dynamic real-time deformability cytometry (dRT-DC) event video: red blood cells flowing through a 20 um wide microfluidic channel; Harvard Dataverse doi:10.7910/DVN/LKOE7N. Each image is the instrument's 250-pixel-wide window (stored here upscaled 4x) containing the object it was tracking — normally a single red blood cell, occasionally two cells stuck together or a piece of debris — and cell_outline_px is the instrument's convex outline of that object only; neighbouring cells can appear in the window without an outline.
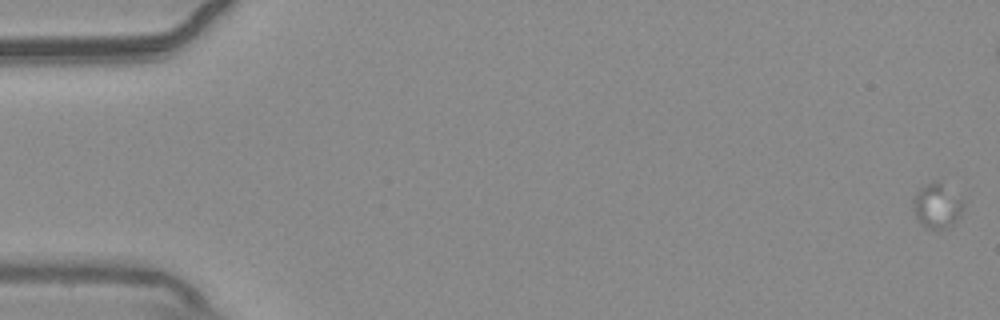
{"species": "common noctule bat (a hibernating species)", "species_latin": "Nyctalus noctula", "temperature_condition": "warm", "stored_images_in_passage": 33, "camera_frame_rate_fps": 3000, "um_per_image_px": 0.085, "animal": {"sex": "male", "body_mass_g": 20.4}, "frame": {"image": 1, "passage_image": 1, "time_ms": 0.0, "image_size_px": [1000, 320], "cell_outline_px": [[964, 208], [960, 216], [952, 228], [936, 232], [924, 228], [916, 220], [912, 208], [912, 196], [920, 188], [936, 180], [940, 180], [964, 196]], "centroid_in_image_um": [79.69, 17.53], "position_along_channel_um": 5.3, "area_um2": 14.45}}
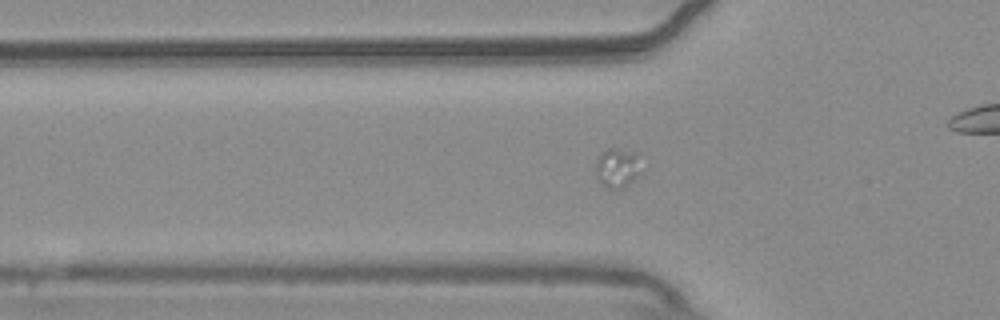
{"frame": {"image": 2, "passage_image": 20, "time_ms": 6.333, "image_size_px": [1000, 320], "cell_outline_px": [[640, 172], [628, 184], [612, 192], [600, 184], [596, 176], [596, 160], [608, 148], [616, 148], [640, 152]], "centroid_in_image_um": [52.48, 14.27], "position_along_channel_um": 73.3, "area_um2": 10.75}}